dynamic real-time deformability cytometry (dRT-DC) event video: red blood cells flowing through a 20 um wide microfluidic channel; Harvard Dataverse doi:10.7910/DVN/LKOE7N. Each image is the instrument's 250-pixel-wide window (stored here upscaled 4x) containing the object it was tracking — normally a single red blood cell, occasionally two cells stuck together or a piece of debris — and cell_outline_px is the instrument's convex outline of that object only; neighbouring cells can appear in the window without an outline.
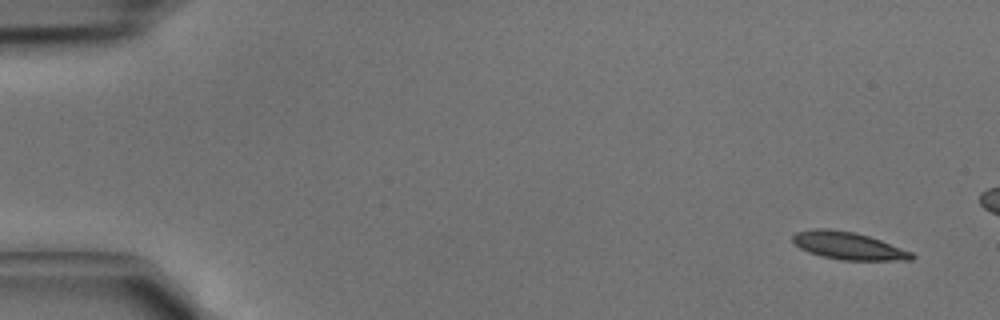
{"species": "common noctule bat (a hibernating species)", "species_latin": "Nyctalus noctula", "temperature_condition": "cold", "stored_images_in_passage": 4, "camera_frame_rate_fps": 3000, "um_per_image_px": 0.085, "animal": {"sex": "male", "body_mass_g": 15.6}, "frame": {"image": 1, "passage_image": 1, "time_ms": 0.0, "image_size_px": [1000, 320], "cell_outline_px": [[916, 256], [912, 260], [840, 260], [820, 256], [808, 252], [800, 248], [792, 240], [792, 236], [796, 232], [816, 228], [828, 228], [856, 232], [880, 240], [912, 252]], "centroid_in_image_um": [72.09, 20.89], "position_along_channel_um": 12.9, "area_um2": 19.13}}